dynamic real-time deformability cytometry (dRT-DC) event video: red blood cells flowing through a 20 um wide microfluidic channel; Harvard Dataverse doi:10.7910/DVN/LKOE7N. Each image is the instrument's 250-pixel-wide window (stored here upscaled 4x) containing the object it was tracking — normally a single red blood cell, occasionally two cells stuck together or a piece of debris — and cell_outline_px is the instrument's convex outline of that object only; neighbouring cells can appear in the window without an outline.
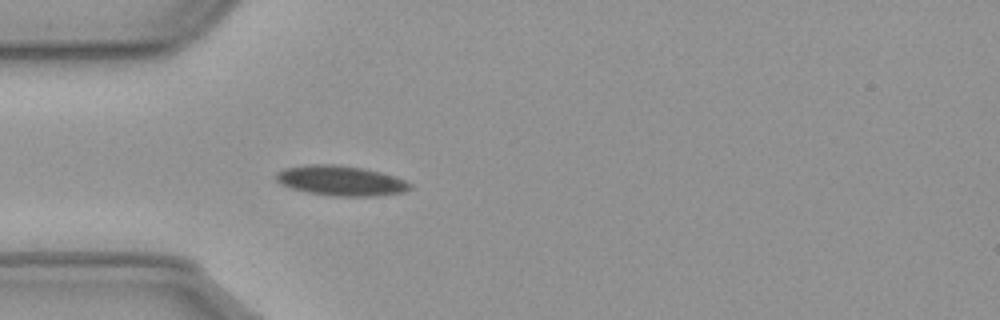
{"species": "common noctule bat (a hibernating species)", "species_latin": "Nyctalus noctula", "temperature_condition": "cold", "stored_images_in_passage": 42, "camera_frame_rate_fps": 3000, "um_per_image_px": 0.085, "animal": {"sex": "male", "body_mass_g": 23.1, "forearm_length_mm": 52.7}, "frame": {"image": 1, "passage_image": 1, "time_ms": 0.0, "image_size_px": [1000, 320], "cell_outline_px": [[412, 188], [404, 192], [376, 196], [332, 196], [308, 192], [292, 188], [280, 184], [276, 180], [276, 172], [284, 168], [304, 164], [332, 164], [360, 168], [380, 172], [404, 180], [412, 184]], "centroid_in_image_um": [28.94, 15.36], "position_along_channel_um": 56.1, "area_um2": 23.35}}
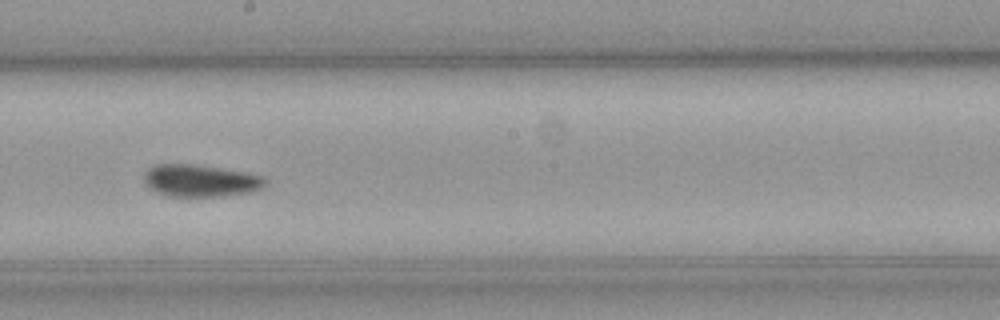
{"frame": {"image": 2, "passage_image": 16, "time_ms": 5.0, "image_size_px": [1000, 320], "cell_outline_px": [[264, 188], [252, 192], [220, 196], [168, 196], [144, 184], [144, 172], [148, 168], [156, 164], [192, 164], [244, 172], [260, 176], [264, 180]], "centroid_in_image_um": [17.0, 15.35], "position_along_channel_um": 231.2, "area_um2": 22.37}}
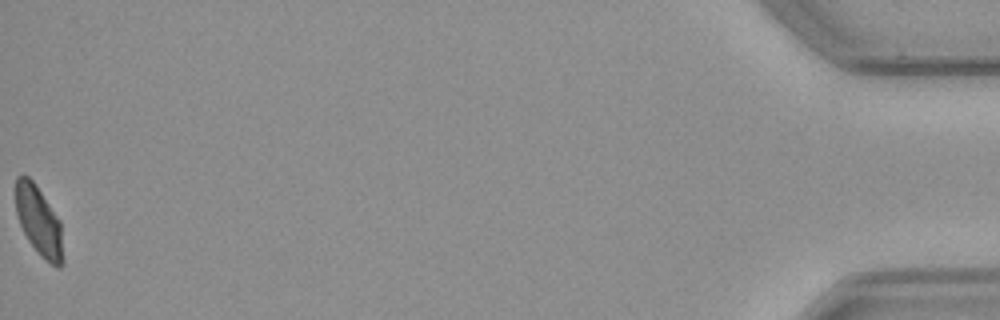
{"frame": {"image": 3, "passage_image": 42, "time_ms": 13.667, "image_size_px": [1000, 320], "cell_outline_px": [[64, 264], [60, 268], [56, 268], [40, 256], [28, 240], [20, 224], [16, 212], [16, 176], [28, 176], [32, 180], [60, 220], [64, 260]], "centroid_in_image_um": [3.33, 18.86], "position_along_channel_um": 431.9, "area_um2": 19.13}, "authors_computed_cell_mechanics": {"area_um2": 21.9351, "velocity_mm_per_s": 3.5763, "shape_relaxation_time_tau1_ms": null, "shape_relaxation_time_tau2_ms": 6.0971, "deformation_change_tau1": null, "deformation_change_tau2": 0.0884}}